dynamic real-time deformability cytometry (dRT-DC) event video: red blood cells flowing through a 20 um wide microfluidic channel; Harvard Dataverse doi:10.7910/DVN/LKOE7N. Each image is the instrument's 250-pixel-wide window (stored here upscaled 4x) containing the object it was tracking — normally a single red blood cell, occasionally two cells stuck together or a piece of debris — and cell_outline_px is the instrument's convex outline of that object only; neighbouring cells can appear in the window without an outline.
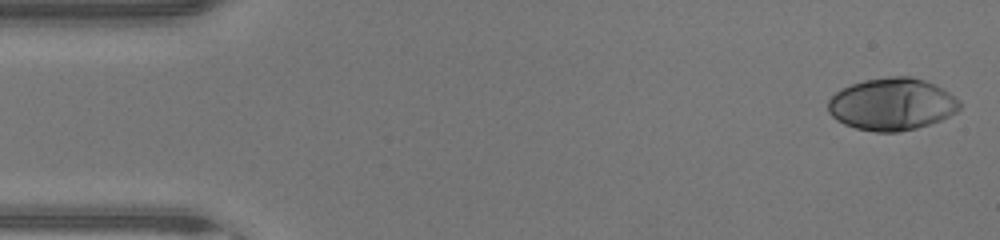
{"species": "human", "species_latin": "Homo sapiens", "temperature_condition": "warm", "stored_images_in_passage": 45, "camera_frame_rate_fps": 3000, "um_per_image_px": 0.085, "donor": {"sex": "male"}, "frame": {"image": 1, "passage_image": 1, "time_ms": 0.0, "image_size_px": [1000, 240], "cell_outline_px": [[960, 108], [956, 112], [940, 120], [916, 128], [896, 132], [876, 132], [856, 128], [844, 124], [836, 120], [828, 112], [828, 100], [836, 92], [852, 84], [864, 80], [888, 76], [912, 76], [936, 84], [960, 100]], "centroid_in_image_um": [75.81, 8.85], "position_along_channel_um": 9.2, "area_um2": 40.06}}
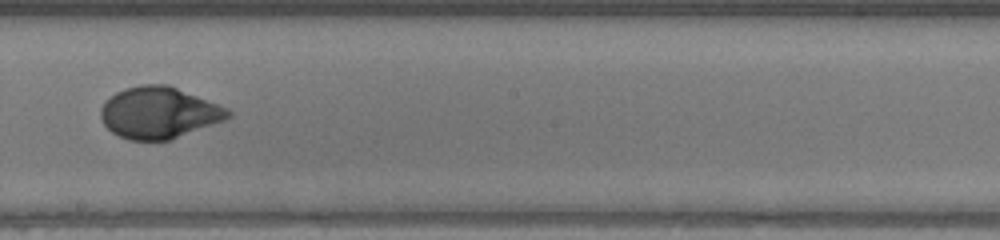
{"frame": {"image": 2, "passage_image": 25, "time_ms": 8.0, "image_size_px": [1000, 240], "cell_outline_px": [[232, 116], [224, 120], [168, 140], [128, 140], [112, 132], [104, 124], [100, 116], [100, 108], [116, 92], [124, 88], [140, 84], [168, 84], [228, 108], [232, 112]], "centroid_in_image_um": [13.5, 9.57], "position_along_channel_um": 234.7, "area_um2": 37.97}}
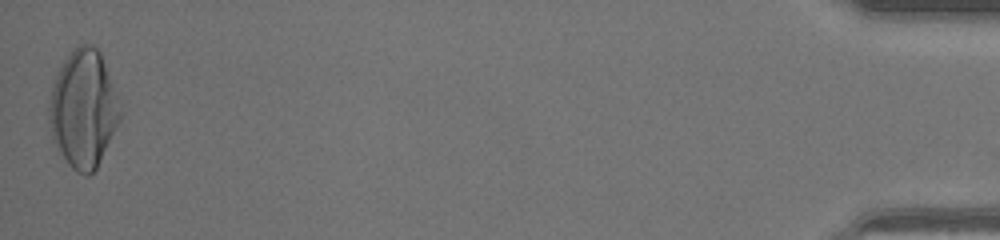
{"frame": {"image": 3, "passage_image": 45, "time_ms": 14.667, "image_size_px": [1000, 240], "cell_outline_px": [[120, 120], [96, 168], [88, 176], [84, 176], [76, 172], [68, 164], [52, 140], [48, 120], [48, 104], [52, 84], [64, 60], [72, 48], [80, 44], [92, 44], [100, 52], [116, 96], [120, 112]], "centroid_in_image_um": [7.04, 9.27], "position_along_channel_um": 428.2, "area_um2": 48.21}, "authors_computed_cell_mechanics": {"area_um2": 38.4948, "velocity_mm_per_s": 4.4679, "shape_relaxation_time_tau1_ms": 3.0497, "shape_relaxation_time_tau2_ms": null, "deformation_change_tau1": 0.2021, "deformation_change_tau2": null}}